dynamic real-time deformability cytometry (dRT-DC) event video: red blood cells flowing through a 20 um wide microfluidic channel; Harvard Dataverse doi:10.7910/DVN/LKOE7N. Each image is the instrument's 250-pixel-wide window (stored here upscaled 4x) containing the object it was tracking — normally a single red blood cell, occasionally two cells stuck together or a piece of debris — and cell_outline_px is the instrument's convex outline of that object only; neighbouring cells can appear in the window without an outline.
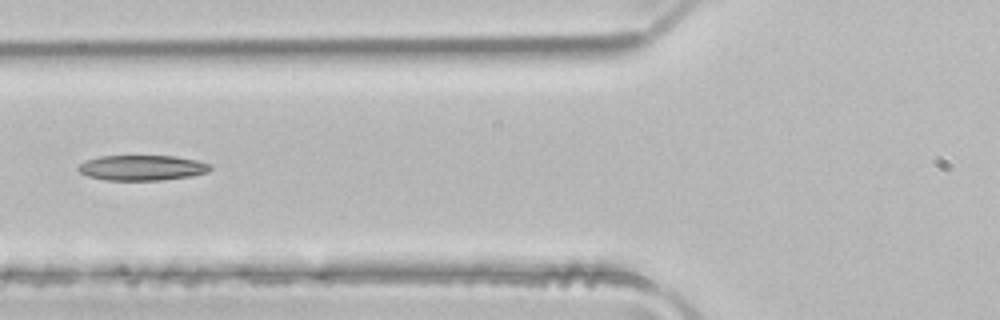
{"species": "common noctule bat (a hibernating species)", "species_latin": "Nyctalus noctula", "temperature_condition": "room temperature", "stored_images_in_passage": 4, "camera_frame_rate_fps": 3000, "um_per_image_px": 0.085, "animal": {"sex": "male", "body_mass_g": 21.5, "forearm_length_mm": 52.0}, "frame": {"image": 1, "passage_image": 4, "time_ms": 1.0, "image_size_px": [1000, 320], "cell_outline_px": [[212, 168], [208, 172], [192, 176], [164, 180], [108, 180], [88, 176], [80, 172], [76, 168], [80, 164], [88, 160], [100, 156], [176, 156], [196, 160], [212, 164]], "centroid_in_image_um": [12.13, 14.26], "position_along_channel_um": 113.7, "area_um2": 19.48}}